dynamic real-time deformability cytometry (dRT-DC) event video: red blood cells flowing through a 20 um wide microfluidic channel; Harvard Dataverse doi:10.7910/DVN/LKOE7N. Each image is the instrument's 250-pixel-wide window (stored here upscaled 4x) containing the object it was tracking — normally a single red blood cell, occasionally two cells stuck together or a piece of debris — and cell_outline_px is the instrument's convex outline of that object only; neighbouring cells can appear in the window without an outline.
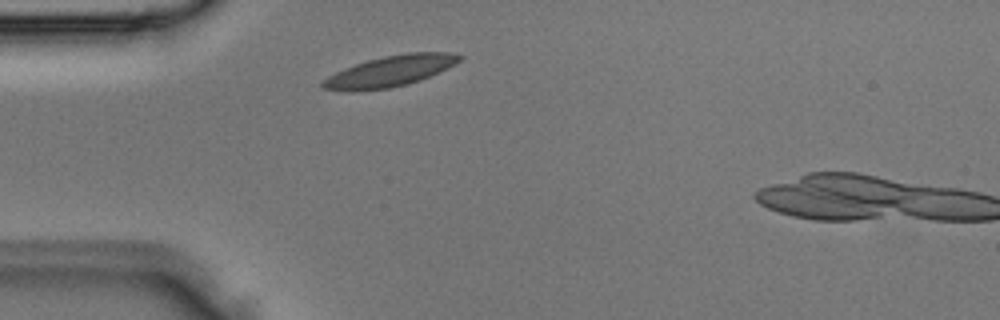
{"species": "Egyptian fruit bat (a non-hibernating species)", "species_latin": "Rousettus aegyptiacus", "temperature_condition": "room temperature", "stored_images_in_passage": 2, "camera_frame_rate_fps": 3000, "um_per_image_px": 0.085, "animal": {"sex": "male"}, "frame": {"image": 1, "passage_image": 1, "time_ms": 0.0, "image_size_px": [1000, 320], "cell_outline_px": [[464, 56], [456, 64], [420, 80], [388, 88], [320, 88], [320, 80], [344, 68], [368, 60], [384, 56], [408, 52], [448, 52]], "centroid_in_image_um": [33.24, 5.99], "position_along_channel_um": 51.8, "area_um2": 23.58}}